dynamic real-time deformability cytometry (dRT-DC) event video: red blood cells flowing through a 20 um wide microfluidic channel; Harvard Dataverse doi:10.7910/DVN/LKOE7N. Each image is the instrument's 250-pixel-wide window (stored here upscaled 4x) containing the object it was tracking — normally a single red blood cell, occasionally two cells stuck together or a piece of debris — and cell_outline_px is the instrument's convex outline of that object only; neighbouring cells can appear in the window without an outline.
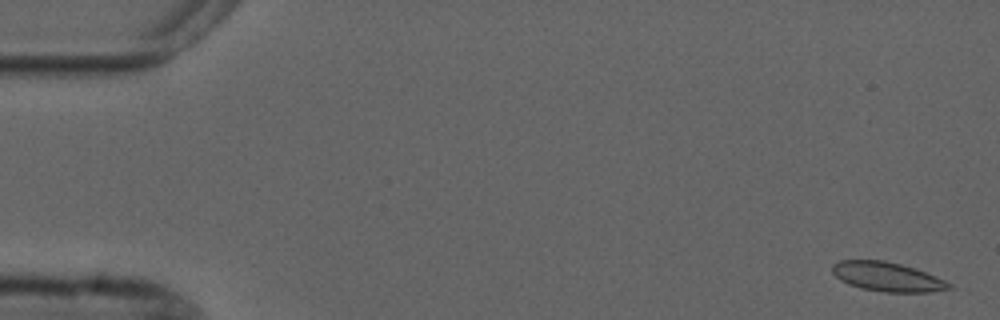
{"species": "common noctule bat (a hibernating species)", "species_latin": "Nyctalus noctula", "temperature_condition": "cold", "stored_images_in_passage": 5, "camera_frame_rate_fps": 3000, "um_per_image_px": 0.085, "animal": {"sex": "male", "forearm_length_mm": 52.5}, "frame": {"image": 1, "passage_image": 1, "time_ms": 0.0, "image_size_px": [1000, 320], "cell_outline_px": [[952, 288], [928, 292], [884, 292], [864, 288], [848, 284], [840, 280], [832, 272], [832, 264], [840, 260], [884, 260], [916, 268], [944, 280], [952, 284]], "centroid_in_image_um": [75.4, 23.52], "position_along_channel_um": 9.6, "area_um2": 19.77}}